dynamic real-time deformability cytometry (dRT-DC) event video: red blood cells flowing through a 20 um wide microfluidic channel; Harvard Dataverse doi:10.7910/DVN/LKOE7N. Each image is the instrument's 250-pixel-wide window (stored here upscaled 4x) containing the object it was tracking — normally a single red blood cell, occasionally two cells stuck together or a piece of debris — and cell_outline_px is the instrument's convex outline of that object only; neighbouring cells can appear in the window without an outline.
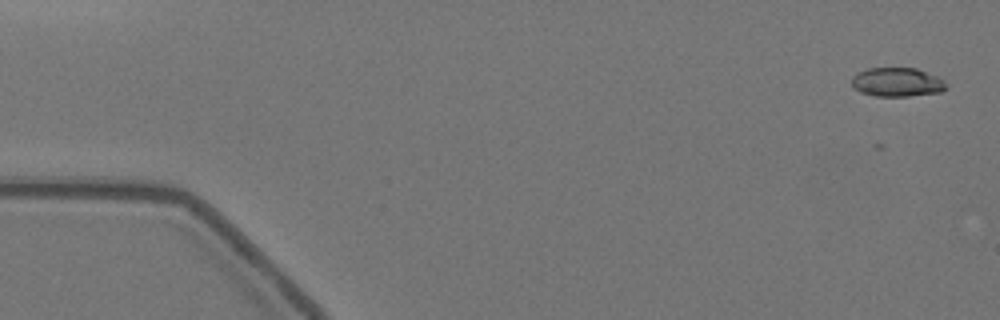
{"species": "Egyptian fruit bat (a non-hibernating species)", "species_latin": "Rousettus aegyptiacus", "temperature_condition": "warm", "stored_images_in_passage": 55, "camera_frame_rate_fps": 3000, "um_per_image_px": 0.085, "animal": {"sex": "female"}, "frame": {"image": 1, "passage_image": 2, "time_ms": 0.333, "image_size_px": [1000, 320], "cell_outline_px": [[948, 88], [940, 92], [908, 96], [876, 96], [860, 92], [852, 88], [852, 76], [856, 72], [868, 68], [916, 68], [936, 76], [944, 80], [948, 84]], "centroid_in_image_um": [76.24, 6.98], "position_along_channel_um": 8.8, "area_um2": 16.13}}
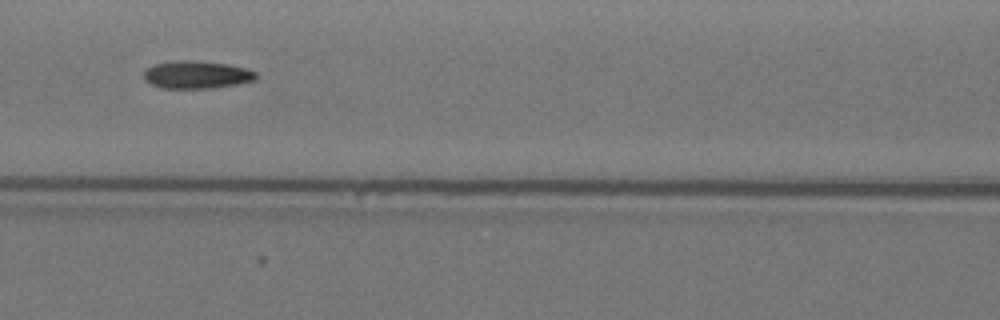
{"frame": {"image": 2, "passage_image": 25, "time_ms": 8.0, "image_size_px": [1000, 320], "cell_outline_px": [[256, 80], [236, 84], [212, 88], [160, 88], [144, 80], [144, 72], [148, 68], [156, 64], [184, 60], [188, 60], [228, 64], [244, 68], [256, 72]], "centroid_in_image_um": [16.72, 6.36], "position_along_channel_um": 149.9, "area_um2": 17.8}}
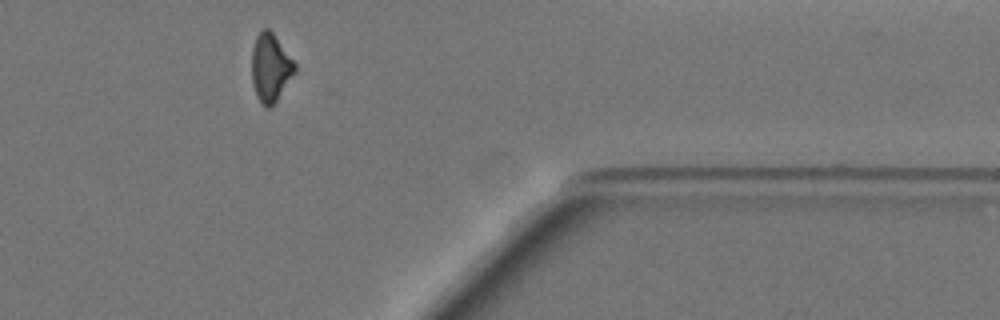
{"frame": {"image": 3, "passage_image": 47, "time_ms": 15.333, "image_size_px": [1000, 320], "cell_outline_px": [[296, 72], [276, 100], [268, 108], [264, 108], [256, 92], [252, 80], [252, 48], [256, 36], [264, 28], [268, 28], [272, 32], [296, 64]], "centroid_in_image_um": [22.99, 5.73], "position_along_channel_um": 388.4, "area_um2": 16.76}, "authors_computed_cell_mechanics": {"area_um2": 17.4556, "velocity_mm_per_s": 3.5394, "shape_relaxation_time_tau1_ms": 10.2559, "shape_relaxation_time_tau2_ms": 3.9076, "deformation_change_tau1": 0.2253, "deformation_change_tau2": 0.0708}}